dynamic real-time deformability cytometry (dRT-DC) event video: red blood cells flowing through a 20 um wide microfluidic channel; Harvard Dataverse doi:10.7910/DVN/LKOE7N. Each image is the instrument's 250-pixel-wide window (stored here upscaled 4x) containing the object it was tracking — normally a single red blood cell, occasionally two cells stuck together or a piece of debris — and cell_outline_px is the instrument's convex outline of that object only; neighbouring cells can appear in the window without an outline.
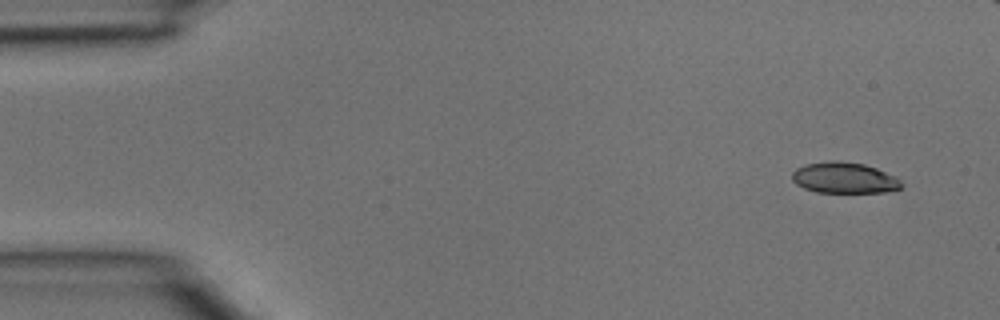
{"species": "common noctule bat (a hibernating species)", "species_latin": "Nyctalus noctula", "temperature_condition": "room temperature", "stored_images_in_passage": 5, "camera_frame_rate_fps": 3000, "um_per_image_px": 0.085, "animal": {"sex": "male", "body_mass_g": 15.6}, "frame": {"image": 1, "passage_image": 1, "time_ms": 0.0, "image_size_px": [1000, 320], "cell_outline_px": [[904, 184], [900, 188], [884, 192], [816, 192], [804, 188], [796, 184], [792, 180], [792, 172], [796, 168], [804, 164], [828, 160], [840, 160], [864, 164], [876, 168], [900, 180]], "centroid_in_image_um": [71.71, 15.1], "position_along_channel_um": 13.3, "area_um2": 19.77}}